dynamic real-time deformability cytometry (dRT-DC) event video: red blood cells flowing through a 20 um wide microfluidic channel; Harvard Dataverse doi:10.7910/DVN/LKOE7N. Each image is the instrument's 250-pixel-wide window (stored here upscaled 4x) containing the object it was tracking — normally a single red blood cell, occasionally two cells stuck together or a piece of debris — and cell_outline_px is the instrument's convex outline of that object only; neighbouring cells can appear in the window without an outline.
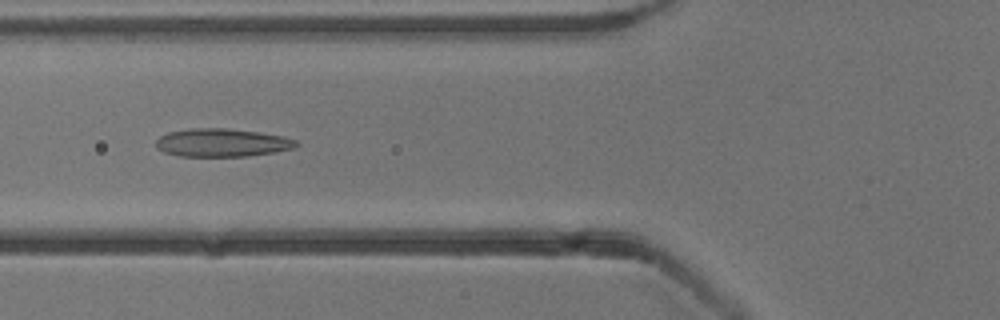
{"species": "common noctule bat (a hibernating species)", "species_latin": "Nyctalus noctula", "temperature_condition": "cold", "stored_images_in_passage": 53, "camera_frame_rate_fps": 3000, "um_per_image_px": 0.085, "animal": {"sex": "male", "body_mass_g": 13.3}, "frame": {"image": 1, "passage_image": 20, "time_ms": 6.333, "image_size_px": [1000, 320], "cell_outline_px": [[300, 144], [296, 148], [276, 152], [248, 156], [180, 156], [164, 152], [156, 148], [156, 140], [160, 136], [168, 132], [192, 128], [224, 128], [260, 132], [284, 136], [296, 140]], "centroid_in_image_um": [18.91, 12.13], "position_along_channel_um": 106.9, "area_um2": 23.18}}
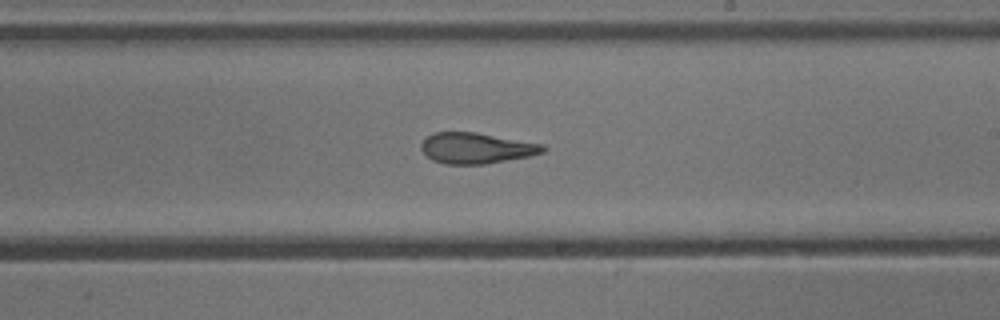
{"frame": {"image": 2, "passage_image": 31, "time_ms": 10.0, "image_size_px": [1000, 320], "cell_outline_px": [[548, 148], [544, 152], [528, 156], [484, 164], [444, 164], [432, 160], [420, 148], [420, 144], [432, 132], [476, 132], [544, 144]], "centroid_in_image_um": [40.49, 12.58], "position_along_channel_um": 248.5, "area_um2": 21.85}}
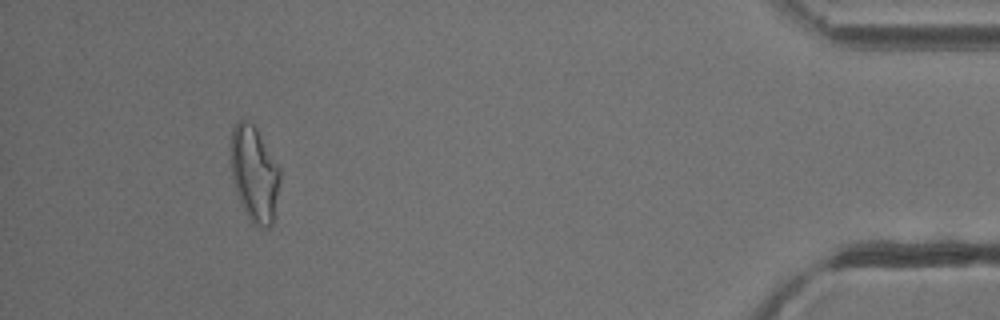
{"frame": {"image": 3, "passage_image": 49, "time_ms": 16.0, "image_size_px": [1000, 320], "cell_outline_px": [[280, 180], [272, 224], [268, 228], [260, 228], [252, 224], [240, 204], [232, 176], [232, 128], [236, 120], [240, 116], [248, 120], [256, 128], [280, 168]], "centroid_in_image_um": [21.62, 14.77], "position_along_channel_um": 413.6, "area_um2": 27.34}, "authors_computed_cell_mechanics": {"area_um2": 23.8714, "velocity_mm_per_s": 3.8491, "shape_relaxation_time_tau1_ms": 9.5533, "shape_relaxation_time_tau2_ms": 1.7573, "deformation_change_tau1": 0.2152, "deformation_change_tau2": 0.1028}}